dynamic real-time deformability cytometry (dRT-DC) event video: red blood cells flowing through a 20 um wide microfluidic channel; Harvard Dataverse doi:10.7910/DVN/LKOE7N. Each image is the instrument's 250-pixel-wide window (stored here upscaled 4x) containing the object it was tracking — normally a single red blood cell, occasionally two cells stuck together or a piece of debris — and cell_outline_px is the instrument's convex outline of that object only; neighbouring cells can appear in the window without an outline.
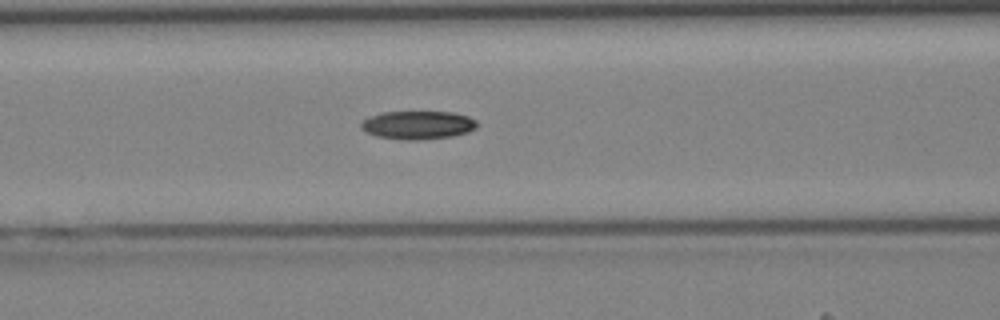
{"species": "Egyptian fruit bat (a non-hibernating species)", "species_latin": "Rousettus aegyptiacus", "temperature_condition": "cold", "stored_images_in_passage": 42, "camera_frame_rate_fps": 3000, "um_per_image_px": 0.085, "animal": {"sex": "female"}, "frame": {"image": 1, "passage_image": 18, "time_ms": 5.667, "image_size_px": [1000, 320], "cell_outline_px": [[476, 128], [468, 132], [452, 136], [416, 140], [400, 140], [376, 136], [364, 132], [360, 128], [360, 124], [364, 120], [380, 112], [452, 112], [468, 116], [476, 120]], "centroid_in_image_um": [35.49, 10.63], "position_along_channel_um": 131.1, "area_um2": 19.19}}
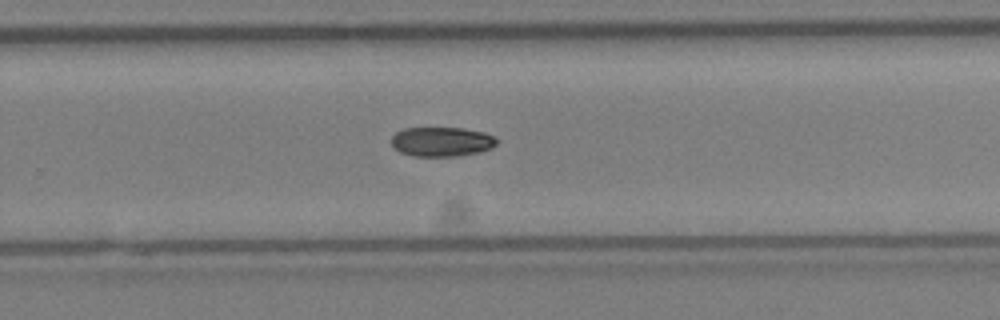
{"frame": {"image": 2, "passage_image": 28, "time_ms": 9.0, "image_size_px": [1000, 320], "cell_outline_px": [[500, 140], [492, 148], [480, 152], [456, 156], [412, 156], [400, 152], [392, 148], [392, 136], [396, 132], [404, 128], [460, 128], [484, 132], [496, 136]], "centroid_in_image_um": [37.56, 12.04], "position_along_channel_um": 292.2, "area_um2": 18.32}}
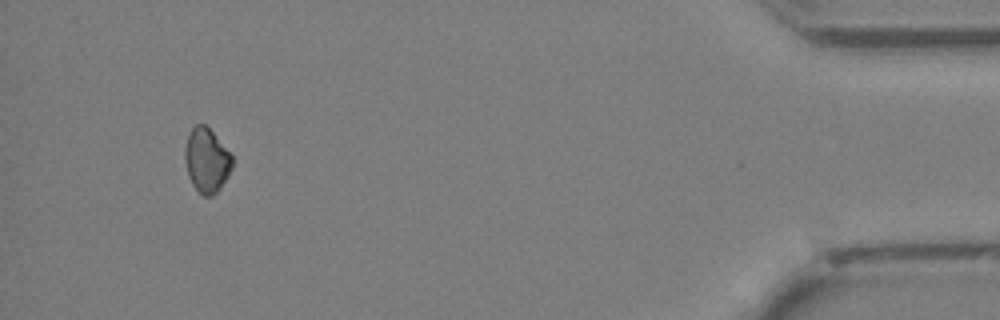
{"frame": {"image": 3, "passage_image": 40, "time_ms": 13.0, "image_size_px": [1000, 320], "cell_outline_px": [[232, 168], [228, 176], [220, 188], [212, 196], [204, 196], [192, 184], [188, 176], [184, 160], [184, 148], [188, 132], [196, 124], [204, 124], [212, 132], [232, 156]], "centroid_in_image_um": [17.53, 13.63], "position_along_channel_um": 417.7, "area_um2": 17.63}}